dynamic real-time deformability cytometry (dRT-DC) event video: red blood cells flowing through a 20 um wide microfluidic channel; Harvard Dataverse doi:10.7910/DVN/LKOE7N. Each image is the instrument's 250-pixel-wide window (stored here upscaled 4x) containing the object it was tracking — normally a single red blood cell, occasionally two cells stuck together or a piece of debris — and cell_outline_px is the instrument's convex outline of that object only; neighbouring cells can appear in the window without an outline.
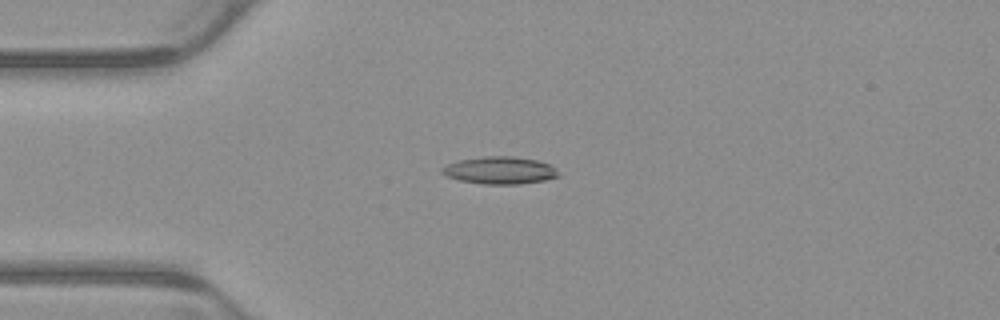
{"species": "common noctule bat (a hibernating species)", "species_latin": "Nyctalus noctula", "temperature_condition": "warm", "stored_images_in_passage": 4, "camera_frame_rate_fps": 3000, "um_per_image_px": 0.085, "animal": {"sex": "male", "body_mass_g": 23.1, "forearm_length_mm": 52.7}, "frame": {"image": 1, "passage_image": 4, "time_ms": 1.0, "image_size_px": [1000, 320], "cell_outline_px": [[560, 176], [544, 180], [520, 184], [484, 184], [460, 180], [448, 176], [440, 172], [440, 168], [448, 164], [460, 160], [484, 156], [512, 156], [536, 160], [548, 164]], "centroid_in_image_um": [42.44, 14.48], "position_along_channel_um": 42.6, "area_um2": 18.26}}